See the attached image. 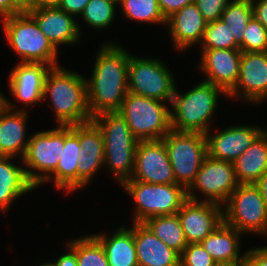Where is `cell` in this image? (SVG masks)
<instances>
[{
  "label": "cell",
  "instance_id": "1",
  "mask_svg": "<svg viewBox=\"0 0 267 266\" xmlns=\"http://www.w3.org/2000/svg\"><path fill=\"white\" fill-rule=\"evenodd\" d=\"M99 49L92 76L86 78L87 102L92 117L103 112H118L128 94L129 53L110 40Z\"/></svg>",
  "mask_w": 267,
  "mask_h": 266
},
{
  "label": "cell",
  "instance_id": "2",
  "mask_svg": "<svg viewBox=\"0 0 267 266\" xmlns=\"http://www.w3.org/2000/svg\"><path fill=\"white\" fill-rule=\"evenodd\" d=\"M49 96L57 125L71 126L92 120L87 102L86 77L61 66L51 67L45 83L43 100Z\"/></svg>",
  "mask_w": 267,
  "mask_h": 266
},
{
  "label": "cell",
  "instance_id": "3",
  "mask_svg": "<svg viewBox=\"0 0 267 266\" xmlns=\"http://www.w3.org/2000/svg\"><path fill=\"white\" fill-rule=\"evenodd\" d=\"M220 94L227 98L221 88L203 80L183 94L176 85L170 104L171 128L181 132H209Z\"/></svg>",
  "mask_w": 267,
  "mask_h": 266
},
{
  "label": "cell",
  "instance_id": "4",
  "mask_svg": "<svg viewBox=\"0 0 267 266\" xmlns=\"http://www.w3.org/2000/svg\"><path fill=\"white\" fill-rule=\"evenodd\" d=\"M104 138V166L119 185L132 178L138 140L119 112H103L92 117Z\"/></svg>",
  "mask_w": 267,
  "mask_h": 266
},
{
  "label": "cell",
  "instance_id": "5",
  "mask_svg": "<svg viewBox=\"0 0 267 266\" xmlns=\"http://www.w3.org/2000/svg\"><path fill=\"white\" fill-rule=\"evenodd\" d=\"M3 33L11 49L23 63H41L58 66V50L39 29L28 14H16L1 19Z\"/></svg>",
  "mask_w": 267,
  "mask_h": 266
},
{
  "label": "cell",
  "instance_id": "6",
  "mask_svg": "<svg viewBox=\"0 0 267 266\" xmlns=\"http://www.w3.org/2000/svg\"><path fill=\"white\" fill-rule=\"evenodd\" d=\"M118 112L138 141L162 140L172 129L170 108L157 99L128 92Z\"/></svg>",
  "mask_w": 267,
  "mask_h": 266
},
{
  "label": "cell",
  "instance_id": "7",
  "mask_svg": "<svg viewBox=\"0 0 267 266\" xmlns=\"http://www.w3.org/2000/svg\"><path fill=\"white\" fill-rule=\"evenodd\" d=\"M121 186L134 201V223H144L155 216L176 214L187 200V190L180 184L125 181Z\"/></svg>",
  "mask_w": 267,
  "mask_h": 266
},
{
  "label": "cell",
  "instance_id": "8",
  "mask_svg": "<svg viewBox=\"0 0 267 266\" xmlns=\"http://www.w3.org/2000/svg\"><path fill=\"white\" fill-rule=\"evenodd\" d=\"M167 149L176 183L186 190L195 181L207 152L206 135L199 132H181L171 129L162 139Z\"/></svg>",
  "mask_w": 267,
  "mask_h": 266
},
{
  "label": "cell",
  "instance_id": "9",
  "mask_svg": "<svg viewBox=\"0 0 267 266\" xmlns=\"http://www.w3.org/2000/svg\"><path fill=\"white\" fill-rule=\"evenodd\" d=\"M224 222L244 235L267 237V206L255 184H238L223 205Z\"/></svg>",
  "mask_w": 267,
  "mask_h": 266
},
{
  "label": "cell",
  "instance_id": "10",
  "mask_svg": "<svg viewBox=\"0 0 267 266\" xmlns=\"http://www.w3.org/2000/svg\"><path fill=\"white\" fill-rule=\"evenodd\" d=\"M174 75L164 62L129 54L128 92L171 104L176 89Z\"/></svg>",
  "mask_w": 267,
  "mask_h": 266
},
{
  "label": "cell",
  "instance_id": "11",
  "mask_svg": "<svg viewBox=\"0 0 267 266\" xmlns=\"http://www.w3.org/2000/svg\"><path fill=\"white\" fill-rule=\"evenodd\" d=\"M65 143V126L37 131L30 135L21 159L28 180L37 188L56 168L61 146Z\"/></svg>",
  "mask_w": 267,
  "mask_h": 266
},
{
  "label": "cell",
  "instance_id": "12",
  "mask_svg": "<svg viewBox=\"0 0 267 266\" xmlns=\"http://www.w3.org/2000/svg\"><path fill=\"white\" fill-rule=\"evenodd\" d=\"M233 164L206 156L195 181L187 189V199L192 201L213 202L224 205L238 186ZM203 200L199 199L198 191Z\"/></svg>",
  "mask_w": 267,
  "mask_h": 266
},
{
  "label": "cell",
  "instance_id": "13",
  "mask_svg": "<svg viewBox=\"0 0 267 266\" xmlns=\"http://www.w3.org/2000/svg\"><path fill=\"white\" fill-rule=\"evenodd\" d=\"M150 184H177L163 140L139 141L132 178Z\"/></svg>",
  "mask_w": 267,
  "mask_h": 266
},
{
  "label": "cell",
  "instance_id": "14",
  "mask_svg": "<svg viewBox=\"0 0 267 266\" xmlns=\"http://www.w3.org/2000/svg\"><path fill=\"white\" fill-rule=\"evenodd\" d=\"M245 102L263 103L267 98V51L242 52L236 86L227 94ZM236 97V98H235Z\"/></svg>",
  "mask_w": 267,
  "mask_h": 266
},
{
  "label": "cell",
  "instance_id": "15",
  "mask_svg": "<svg viewBox=\"0 0 267 266\" xmlns=\"http://www.w3.org/2000/svg\"><path fill=\"white\" fill-rule=\"evenodd\" d=\"M187 243H200L223 221V206L213 202L187 199L178 210Z\"/></svg>",
  "mask_w": 267,
  "mask_h": 266
},
{
  "label": "cell",
  "instance_id": "16",
  "mask_svg": "<svg viewBox=\"0 0 267 266\" xmlns=\"http://www.w3.org/2000/svg\"><path fill=\"white\" fill-rule=\"evenodd\" d=\"M199 69L203 81L212 83L228 94L237 84L240 73V49H201Z\"/></svg>",
  "mask_w": 267,
  "mask_h": 266
},
{
  "label": "cell",
  "instance_id": "17",
  "mask_svg": "<svg viewBox=\"0 0 267 266\" xmlns=\"http://www.w3.org/2000/svg\"><path fill=\"white\" fill-rule=\"evenodd\" d=\"M265 129L253 125H233L212 136L210 130L205 134L208 156L233 163Z\"/></svg>",
  "mask_w": 267,
  "mask_h": 266
},
{
  "label": "cell",
  "instance_id": "18",
  "mask_svg": "<svg viewBox=\"0 0 267 266\" xmlns=\"http://www.w3.org/2000/svg\"><path fill=\"white\" fill-rule=\"evenodd\" d=\"M28 14L57 50L60 45H74L81 40L82 27L59 7L34 9Z\"/></svg>",
  "mask_w": 267,
  "mask_h": 266
},
{
  "label": "cell",
  "instance_id": "19",
  "mask_svg": "<svg viewBox=\"0 0 267 266\" xmlns=\"http://www.w3.org/2000/svg\"><path fill=\"white\" fill-rule=\"evenodd\" d=\"M51 66L19 62L9 74L8 87L16 101L26 107L44 101L45 78Z\"/></svg>",
  "mask_w": 267,
  "mask_h": 266
},
{
  "label": "cell",
  "instance_id": "20",
  "mask_svg": "<svg viewBox=\"0 0 267 266\" xmlns=\"http://www.w3.org/2000/svg\"><path fill=\"white\" fill-rule=\"evenodd\" d=\"M80 161L77 166V191L90 184L97 171L104 166V138L91 120L79 124Z\"/></svg>",
  "mask_w": 267,
  "mask_h": 266
},
{
  "label": "cell",
  "instance_id": "21",
  "mask_svg": "<svg viewBox=\"0 0 267 266\" xmlns=\"http://www.w3.org/2000/svg\"><path fill=\"white\" fill-rule=\"evenodd\" d=\"M79 124L65 126V143L61 146L57 168L37 187L53 182L58 190L72 194L77 190V166L80 161Z\"/></svg>",
  "mask_w": 267,
  "mask_h": 266
},
{
  "label": "cell",
  "instance_id": "22",
  "mask_svg": "<svg viewBox=\"0 0 267 266\" xmlns=\"http://www.w3.org/2000/svg\"><path fill=\"white\" fill-rule=\"evenodd\" d=\"M165 25L174 48L183 51L201 43L207 22L193 2L168 17Z\"/></svg>",
  "mask_w": 267,
  "mask_h": 266
},
{
  "label": "cell",
  "instance_id": "23",
  "mask_svg": "<svg viewBox=\"0 0 267 266\" xmlns=\"http://www.w3.org/2000/svg\"><path fill=\"white\" fill-rule=\"evenodd\" d=\"M11 102L8 100V109L0 116V156L22 159L30 140V136L26 139L29 112L26 108L16 109Z\"/></svg>",
  "mask_w": 267,
  "mask_h": 266
},
{
  "label": "cell",
  "instance_id": "24",
  "mask_svg": "<svg viewBox=\"0 0 267 266\" xmlns=\"http://www.w3.org/2000/svg\"><path fill=\"white\" fill-rule=\"evenodd\" d=\"M242 235L244 234L223 221L200 244L218 266H241L245 265L247 255V251L243 255L240 253Z\"/></svg>",
  "mask_w": 267,
  "mask_h": 266
},
{
  "label": "cell",
  "instance_id": "25",
  "mask_svg": "<svg viewBox=\"0 0 267 266\" xmlns=\"http://www.w3.org/2000/svg\"><path fill=\"white\" fill-rule=\"evenodd\" d=\"M134 242L139 266H180V255L144 223H134Z\"/></svg>",
  "mask_w": 267,
  "mask_h": 266
},
{
  "label": "cell",
  "instance_id": "26",
  "mask_svg": "<svg viewBox=\"0 0 267 266\" xmlns=\"http://www.w3.org/2000/svg\"><path fill=\"white\" fill-rule=\"evenodd\" d=\"M14 157L0 156V210L8 213L11 203L36 187L28 180L24 166L14 164Z\"/></svg>",
  "mask_w": 267,
  "mask_h": 266
},
{
  "label": "cell",
  "instance_id": "27",
  "mask_svg": "<svg viewBox=\"0 0 267 266\" xmlns=\"http://www.w3.org/2000/svg\"><path fill=\"white\" fill-rule=\"evenodd\" d=\"M131 225L132 228L124 225L115 228L110 237L105 233L93 234L105 250L108 266H139L134 242V222Z\"/></svg>",
  "mask_w": 267,
  "mask_h": 266
},
{
  "label": "cell",
  "instance_id": "28",
  "mask_svg": "<svg viewBox=\"0 0 267 266\" xmlns=\"http://www.w3.org/2000/svg\"><path fill=\"white\" fill-rule=\"evenodd\" d=\"M232 164L239 184H254L267 170V130Z\"/></svg>",
  "mask_w": 267,
  "mask_h": 266
},
{
  "label": "cell",
  "instance_id": "29",
  "mask_svg": "<svg viewBox=\"0 0 267 266\" xmlns=\"http://www.w3.org/2000/svg\"><path fill=\"white\" fill-rule=\"evenodd\" d=\"M144 224L165 245L176 251L179 255L182 254L184 248L188 245L177 213L155 216L146 220Z\"/></svg>",
  "mask_w": 267,
  "mask_h": 266
},
{
  "label": "cell",
  "instance_id": "30",
  "mask_svg": "<svg viewBox=\"0 0 267 266\" xmlns=\"http://www.w3.org/2000/svg\"><path fill=\"white\" fill-rule=\"evenodd\" d=\"M67 244L76 252L78 266H108L105 250L93 234L74 238Z\"/></svg>",
  "mask_w": 267,
  "mask_h": 266
},
{
  "label": "cell",
  "instance_id": "31",
  "mask_svg": "<svg viewBox=\"0 0 267 266\" xmlns=\"http://www.w3.org/2000/svg\"><path fill=\"white\" fill-rule=\"evenodd\" d=\"M252 17L251 0H231L222 13L221 19L230 27L238 46L243 42L246 26Z\"/></svg>",
  "mask_w": 267,
  "mask_h": 266
},
{
  "label": "cell",
  "instance_id": "32",
  "mask_svg": "<svg viewBox=\"0 0 267 266\" xmlns=\"http://www.w3.org/2000/svg\"><path fill=\"white\" fill-rule=\"evenodd\" d=\"M118 5L128 20L154 25L166 24L157 0H118Z\"/></svg>",
  "mask_w": 267,
  "mask_h": 266
},
{
  "label": "cell",
  "instance_id": "33",
  "mask_svg": "<svg viewBox=\"0 0 267 266\" xmlns=\"http://www.w3.org/2000/svg\"><path fill=\"white\" fill-rule=\"evenodd\" d=\"M116 6L118 0H90L80 17L92 29H106L115 21Z\"/></svg>",
  "mask_w": 267,
  "mask_h": 266
},
{
  "label": "cell",
  "instance_id": "34",
  "mask_svg": "<svg viewBox=\"0 0 267 266\" xmlns=\"http://www.w3.org/2000/svg\"><path fill=\"white\" fill-rule=\"evenodd\" d=\"M199 46L201 49H240L230 27L222 19L207 23Z\"/></svg>",
  "mask_w": 267,
  "mask_h": 266
},
{
  "label": "cell",
  "instance_id": "35",
  "mask_svg": "<svg viewBox=\"0 0 267 266\" xmlns=\"http://www.w3.org/2000/svg\"><path fill=\"white\" fill-rule=\"evenodd\" d=\"M239 48L242 52L267 51V30L254 16L248 21Z\"/></svg>",
  "mask_w": 267,
  "mask_h": 266
},
{
  "label": "cell",
  "instance_id": "36",
  "mask_svg": "<svg viewBox=\"0 0 267 266\" xmlns=\"http://www.w3.org/2000/svg\"><path fill=\"white\" fill-rule=\"evenodd\" d=\"M180 266H218L200 243H189L180 255Z\"/></svg>",
  "mask_w": 267,
  "mask_h": 266
},
{
  "label": "cell",
  "instance_id": "37",
  "mask_svg": "<svg viewBox=\"0 0 267 266\" xmlns=\"http://www.w3.org/2000/svg\"><path fill=\"white\" fill-rule=\"evenodd\" d=\"M231 0H194L195 5L207 23L221 19L222 13Z\"/></svg>",
  "mask_w": 267,
  "mask_h": 266
},
{
  "label": "cell",
  "instance_id": "38",
  "mask_svg": "<svg viewBox=\"0 0 267 266\" xmlns=\"http://www.w3.org/2000/svg\"><path fill=\"white\" fill-rule=\"evenodd\" d=\"M245 266H267V245L248 249Z\"/></svg>",
  "mask_w": 267,
  "mask_h": 266
},
{
  "label": "cell",
  "instance_id": "39",
  "mask_svg": "<svg viewBox=\"0 0 267 266\" xmlns=\"http://www.w3.org/2000/svg\"><path fill=\"white\" fill-rule=\"evenodd\" d=\"M157 1L165 19H167L172 14L182 9L184 6L194 2V0H157Z\"/></svg>",
  "mask_w": 267,
  "mask_h": 266
},
{
  "label": "cell",
  "instance_id": "40",
  "mask_svg": "<svg viewBox=\"0 0 267 266\" xmlns=\"http://www.w3.org/2000/svg\"><path fill=\"white\" fill-rule=\"evenodd\" d=\"M89 1L90 0H61L58 7L74 17H80Z\"/></svg>",
  "mask_w": 267,
  "mask_h": 266
},
{
  "label": "cell",
  "instance_id": "41",
  "mask_svg": "<svg viewBox=\"0 0 267 266\" xmlns=\"http://www.w3.org/2000/svg\"><path fill=\"white\" fill-rule=\"evenodd\" d=\"M253 5V16L267 30V0H251Z\"/></svg>",
  "mask_w": 267,
  "mask_h": 266
},
{
  "label": "cell",
  "instance_id": "42",
  "mask_svg": "<svg viewBox=\"0 0 267 266\" xmlns=\"http://www.w3.org/2000/svg\"><path fill=\"white\" fill-rule=\"evenodd\" d=\"M68 251L63 253L57 260L51 262L54 266H78L76 252L66 244Z\"/></svg>",
  "mask_w": 267,
  "mask_h": 266
},
{
  "label": "cell",
  "instance_id": "43",
  "mask_svg": "<svg viewBox=\"0 0 267 266\" xmlns=\"http://www.w3.org/2000/svg\"><path fill=\"white\" fill-rule=\"evenodd\" d=\"M11 5L20 13H29L34 10V0H11Z\"/></svg>",
  "mask_w": 267,
  "mask_h": 266
},
{
  "label": "cell",
  "instance_id": "44",
  "mask_svg": "<svg viewBox=\"0 0 267 266\" xmlns=\"http://www.w3.org/2000/svg\"><path fill=\"white\" fill-rule=\"evenodd\" d=\"M16 14L20 13L11 5V0H0V20Z\"/></svg>",
  "mask_w": 267,
  "mask_h": 266
},
{
  "label": "cell",
  "instance_id": "45",
  "mask_svg": "<svg viewBox=\"0 0 267 266\" xmlns=\"http://www.w3.org/2000/svg\"><path fill=\"white\" fill-rule=\"evenodd\" d=\"M267 206V170L259 177V179L254 183Z\"/></svg>",
  "mask_w": 267,
  "mask_h": 266
},
{
  "label": "cell",
  "instance_id": "46",
  "mask_svg": "<svg viewBox=\"0 0 267 266\" xmlns=\"http://www.w3.org/2000/svg\"><path fill=\"white\" fill-rule=\"evenodd\" d=\"M61 0H34V9L58 7Z\"/></svg>",
  "mask_w": 267,
  "mask_h": 266
},
{
  "label": "cell",
  "instance_id": "47",
  "mask_svg": "<svg viewBox=\"0 0 267 266\" xmlns=\"http://www.w3.org/2000/svg\"><path fill=\"white\" fill-rule=\"evenodd\" d=\"M8 109V98L0 91V116Z\"/></svg>",
  "mask_w": 267,
  "mask_h": 266
},
{
  "label": "cell",
  "instance_id": "48",
  "mask_svg": "<svg viewBox=\"0 0 267 266\" xmlns=\"http://www.w3.org/2000/svg\"><path fill=\"white\" fill-rule=\"evenodd\" d=\"M40 266H54V265L48 261L46 263L41 264Z\"/></svg>",
  "mask_w": 267,
  "mask_h": 266
}]
</instances>
